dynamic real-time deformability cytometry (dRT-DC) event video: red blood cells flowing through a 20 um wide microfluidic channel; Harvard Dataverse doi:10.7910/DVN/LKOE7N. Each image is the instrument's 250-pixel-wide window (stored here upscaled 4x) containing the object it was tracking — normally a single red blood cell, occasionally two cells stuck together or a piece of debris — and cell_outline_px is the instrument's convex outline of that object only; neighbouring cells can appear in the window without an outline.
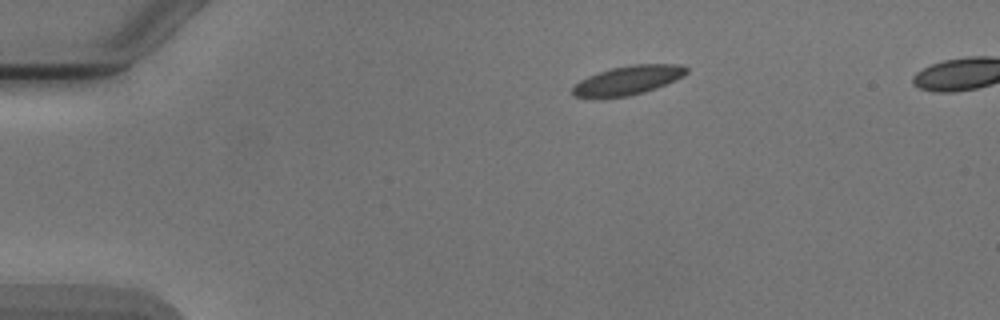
{"species": "Egyptian fruit bat (a non-hibernating species)", "species_latin": "Rousettus aegyptiacus", "temperature_condition": "cold", "stored_images_in_passage": 4, "camera_frame_rate_fps": 3000, "um_per_image_px": 0.085, "animal": {"sex": "male"}, "frame": {"image": 1, "passage_image": 1, "time_ms": 0.0, "image_size_px": [1000, 320], "cell_outline_px": [[688, 72], [684, 76], [676, 80], [656, 88], [644, 92], [628, 96], [572, 96], [572, 88], [580, 80], [588, 76], [612, 68], [632, 64], [680, 64], [688, 68]], "centroid_in_image_um": [53.44, 6.79], "position_along_channel_um": 31.6, "area_um2": 18.9}}
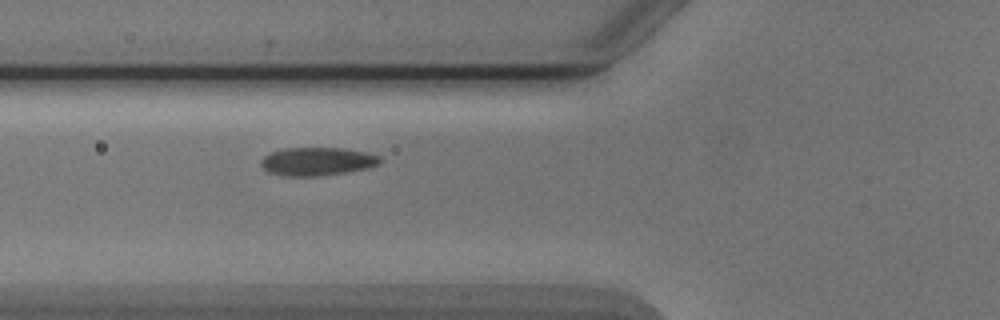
{"frame": {"image": 2, "passage_image": 4, "time_ms": 3.333, "image_size_px": [1000, 320], "cell_outline_px": [[384, 160], [380, 164], [368, 168], [344, 172], [316, 176], [284, 176], [268, 172], [260, 164], [260, 160], [268, 152], [284, 148], [344, 148], [364, 152], [380, 156]], "centroid_in_image_um": [26.95, 13.71], "position_along_channel_um": 98.9, "area_um2": 19.71}}